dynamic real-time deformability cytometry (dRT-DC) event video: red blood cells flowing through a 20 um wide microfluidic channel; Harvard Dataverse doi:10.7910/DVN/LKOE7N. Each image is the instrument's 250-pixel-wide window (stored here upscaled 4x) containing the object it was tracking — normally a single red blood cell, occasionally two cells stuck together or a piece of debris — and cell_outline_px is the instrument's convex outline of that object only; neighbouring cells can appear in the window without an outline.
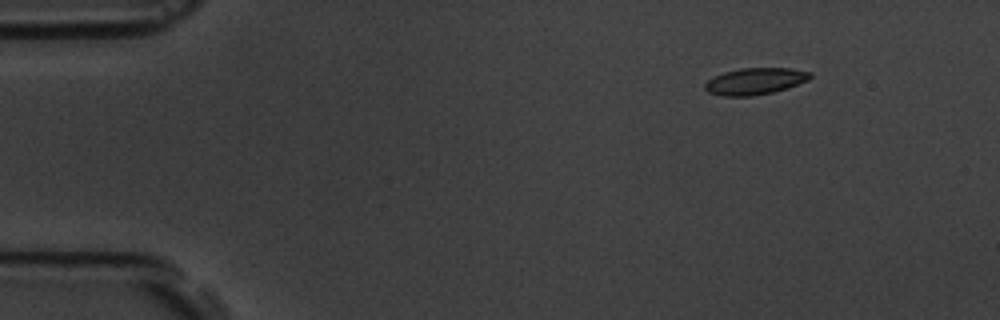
{"species": "common noctule bat (a hibernating species)", "species_latin": "Nyctalus noctula", "temperature_condition": "room temperature", "stored_images_in_passage": 5, "segment_of_instrument_passage": [1, 2], "camera_frame_rate_fps": 3000, "um_per_image_px": 0.085, "animal": {"sex": "male", "body_mass_g": 19.5, "forearm_length_mm": 54.6}, "frame": {"image": 1, "passage_image": 1, "time_ms": 0.0, "image_size_px": [1000, 320], "cell_outline_px": [[812, 76], [808, 80], [788, 88], [772, 92], [752, 96], [724, 96], [708, 92], [704, 88], [704, 84], [708, 80], [724, 72], [740, 68], [792, 68], [812, 72]], "centroid_in_image_um": [64.21, 6.9], "position_along_channel_um": 20.8, "area_um2": 16.36}}